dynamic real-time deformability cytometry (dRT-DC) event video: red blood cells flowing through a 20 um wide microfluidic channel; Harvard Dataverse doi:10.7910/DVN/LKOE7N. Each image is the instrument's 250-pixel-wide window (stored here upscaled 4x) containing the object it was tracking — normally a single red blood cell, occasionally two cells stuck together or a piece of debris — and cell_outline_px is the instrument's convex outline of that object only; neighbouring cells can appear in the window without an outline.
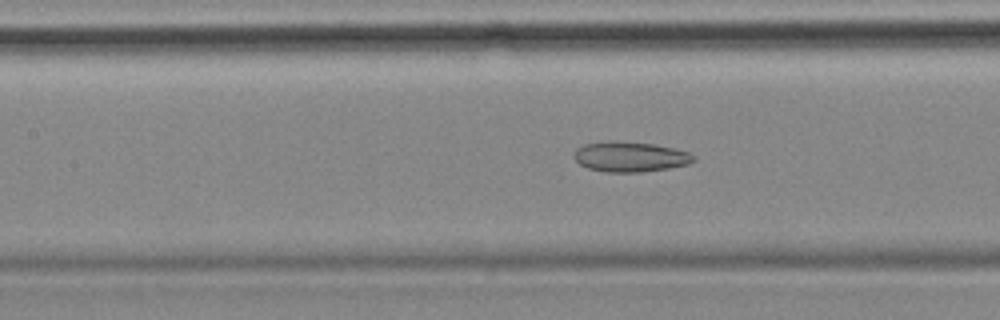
{"species": "common noctule bat (a hibernating species)", "species_latin": "Nyctalus noctula", "temperature_condition": "cold", "stored_images_in_passage": 55, "camera_frame_rate_fps": 3000, "um_per_image_px": 0.085, "animal": {"sex": "female", "body_mass_g": 18.4}, "frame": {"image": 1, "passage_image": 24, "time_ms": 7.667, "image_size_px": [1000, 320], "cell_outline_px": [[696, 160], [688, 164], [668, 168], [640, 172], [604, 172], [588, 168], [580, 164], [572, 156], [576, 148], [584, 144], [652, 144], [672, 148], [688, 152], [696, 156]], "centroid_in_image_um": [53.59, 13.38], "position_along_channel_um": 153.8, "area_um2": 20.06}}
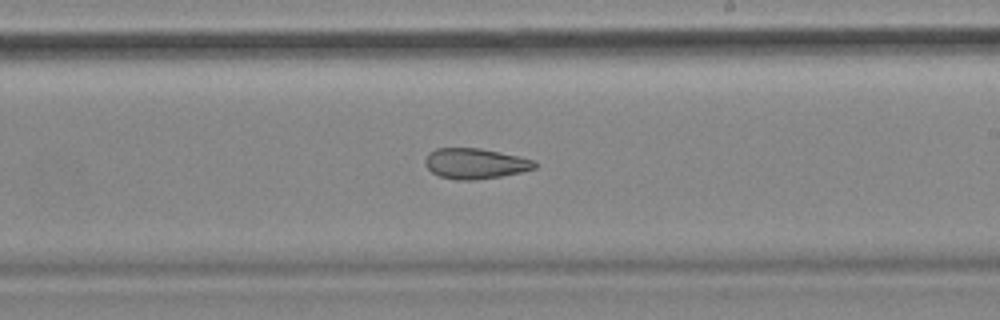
{"frame": {"image": 2, "passage_image": 32, "time_ms": 10.333, "image_size_px": [1000, 320], "cell_outline_px": [[536, 168], [520, 172], [500, 176], [472, 180], [456, 180], [440, 176], [432, 172], [424, 164], [424, 160], [428, 152], [436, 148], [480, 148], [500, 152], [536, 160]], "centroid_in_image_um": [40.37, 13.89], "position_along_channel_um": 248.6, "area_um2": 19.48}}
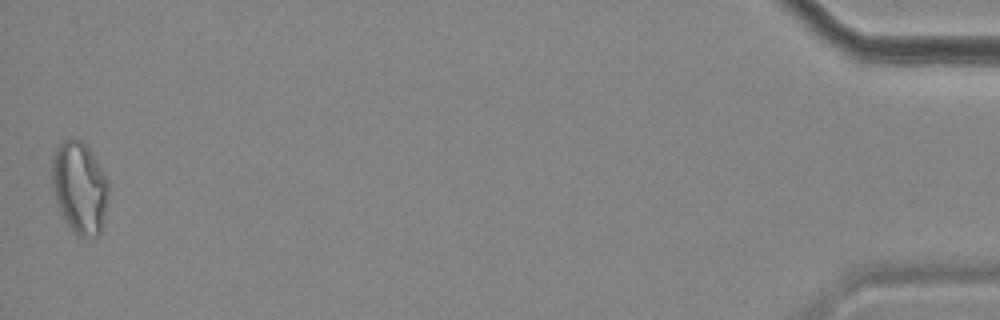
{"frame": {"image": 3, "passage_image": 55, "time_ms": 18.0, "image_size_px": [1000, 320], "cell_outline_px": [[108, 200], [104, 220], [100, 232], [96, 236], [80, 236], [68, 224], [56, 204], [52, 192], [52, 160], [56, 148], [64, 140], [80, 140], [88, 148], [96, 160], [108, 180]], "centroid_in_image_um": [6.76, 15.95], "position_along_channel_um": 428.4, "area_um2": 29.94}, "authors_computed_cell_mechanics": {"area_um2": 23.12, "velocity_mm_per_s": 3.5721, "shape_relaxation_time_tau1_ms": null, "shape_relaxation_time_tau2_ms": 3.9489, "deformation_change_tau1": null, "deformation_change_tau2": 0.1225}}